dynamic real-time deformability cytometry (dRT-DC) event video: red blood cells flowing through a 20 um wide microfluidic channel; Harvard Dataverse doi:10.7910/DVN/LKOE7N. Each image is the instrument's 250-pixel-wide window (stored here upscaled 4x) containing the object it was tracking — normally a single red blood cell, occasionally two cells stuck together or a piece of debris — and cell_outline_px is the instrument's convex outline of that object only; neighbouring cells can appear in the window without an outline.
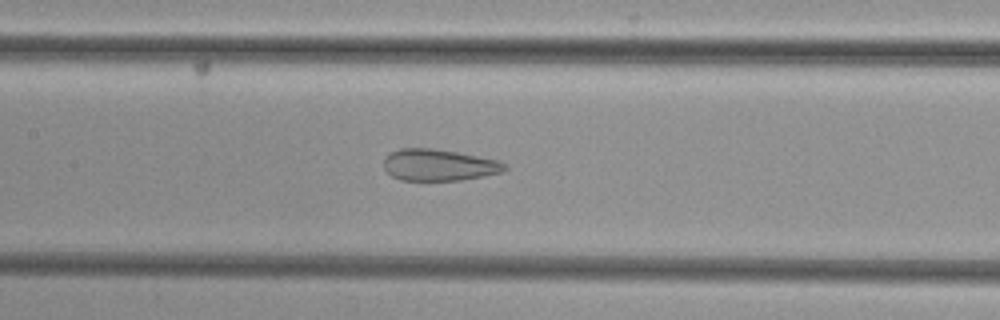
{"species": "common noctule bat (a hibernating species)", "species_latin": "Nyctalus noctula", "temperature_condition": "cold", "stored_images_in_passage": 47, "camera_frame_rate_fps": 3000, "um_per_image_px": 0.085, "animal": {"sex": "female", "body_mass_g": 29.2, "forearm_length_mm": 56.3}, "frame": {"image": 1, "passage_image": 24, "time_ms": 7.667, "image_size_px": [1000, 320], "cell_outline_px": [[508, 168], [504, 172], [460, 180], [400, 180], [392, 176], [384, 168], [384, 156], [400, 148], [432, 148], [456, 152], [500, 160]], "centroid_in_image_um": [37.3, 14.02], "position_along_channel_um": 170.1, "area_um2": 22.25}}
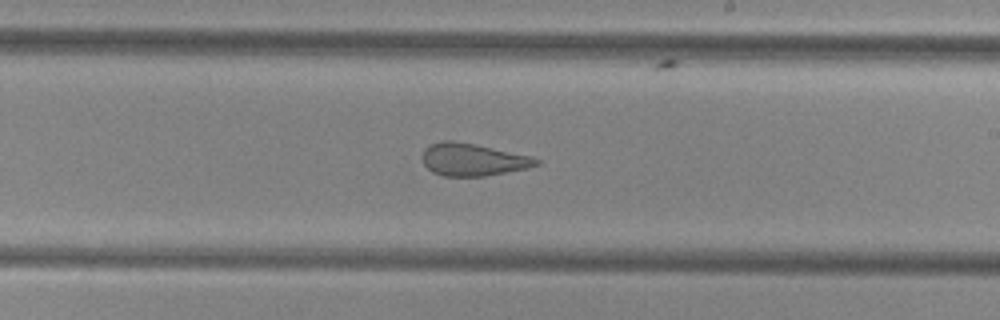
{"frame": {"image": 2, "passage_image": 30, "time_ms": 9.667, "image_size_px": [1000, 320], "cell_outline_px": [[540, 164], [528, 168], [484, 176], [444, 176], [432, 172], [424, 164], [420, 156], [424, 148], [432, 144], [444, 140], [452, 140], [532, 156], [540, 160]], "centroid_in_image_um": [40.16, 13.57], "position_along_channel_um": 248.8, "area_um2": 21.44}}
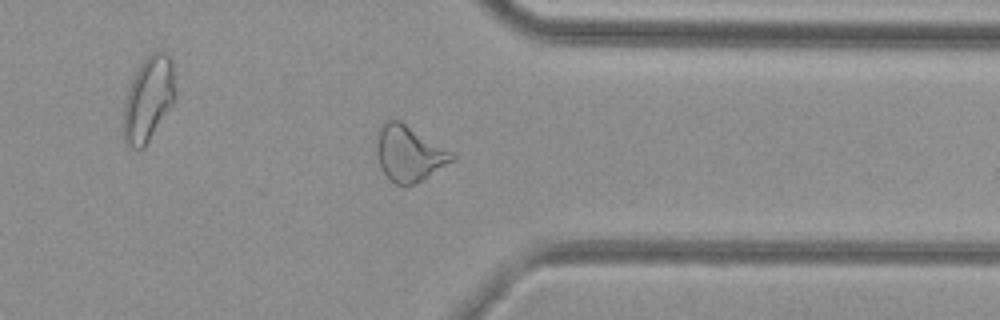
{"frame": {"image": 3, "passage_image": 40, "time_ms": 13.0, "image_size_px": [1000, 320], "cell_outline_px": [[456, 160], [416, 184], [404, 188], [388, 180], [380, 164], [376, 152], [376, 132], [384, 120], [400, 120], [452, 152], [456, 156]], "centroid_in_image_um": [34.75, 13.07], "position_along_channel_um": 376.6, "area_um2": 24.91}}